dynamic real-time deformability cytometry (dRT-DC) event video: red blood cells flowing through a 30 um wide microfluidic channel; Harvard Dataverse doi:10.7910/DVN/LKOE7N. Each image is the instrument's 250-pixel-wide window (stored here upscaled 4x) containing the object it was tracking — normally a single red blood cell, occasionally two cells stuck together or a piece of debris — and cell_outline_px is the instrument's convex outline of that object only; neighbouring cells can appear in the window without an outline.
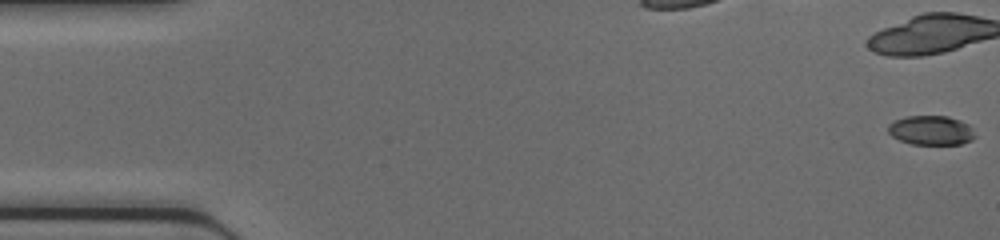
{"species": "common noctule bat (a hibernating species)", "species_latin": "Nyctalus noctula", "temperature_condition": "cold", "stored_images_in_passage": 15, "camera_frame_rate_fps": 3000, "um_per_image_px": 0.085, "animal": {"sex": "female", "body_mass_g": 17.0, "forearm_length_mm": 48.0}, "frame": {"image": 1, "passage_image": 1, "time_ms": 0.0, "image_size_px": [1000, 240], "cell_outline_px": [[976, 136], [972, 140], [960, 144], [912, 144], [900, 140], [892, 136], [888, 132], [888, 124], [904, 116], [948, 116], [960, 120], [968, 124], [972, 128]], "centroid_in_image_um": [79.15, 11.07], "position_along_channel_um": 5.8, "area_um2": 14.91}}